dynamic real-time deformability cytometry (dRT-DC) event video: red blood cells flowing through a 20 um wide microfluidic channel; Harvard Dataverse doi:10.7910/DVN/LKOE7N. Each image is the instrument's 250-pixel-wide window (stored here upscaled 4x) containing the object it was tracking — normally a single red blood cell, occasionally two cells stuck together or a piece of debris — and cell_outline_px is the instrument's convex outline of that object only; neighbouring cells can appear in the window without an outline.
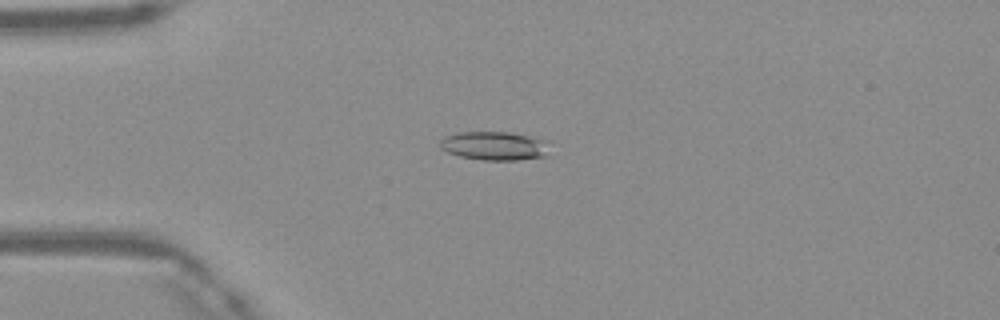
{"species": "Egyptian fruit bat (a non-hibernating species)", "species_latin": "Rousettus aegyptiacus", "temperature_condition": "warm", "stored_images_in_passage": 49, "camera_frame_rate_fps": 3000, "um_per_image_px": 0.085, "frame": {"image": 1, "passage_image": 13, "time_ms": 4.0, "image_size_px": [1000, 320], "cell_outline_px": [[552, 140], [548, 156], [516, 160], [480, 160], [460, 156], [448, 152], [440, 148], [440, 140], [444, 136], [460, 132], [508, 132]], "centroid_in_image_um": [42.12, 12.39], "position_along_channel_um": 42.9, "area_um2": 18.79}}
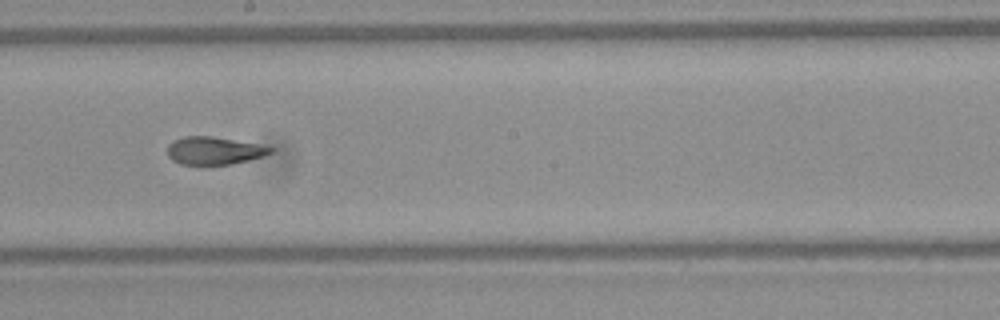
{"frame": {"image": 2, "passage_image": 28, "time_ms": 9.0, "image_size_px": [1000, 320], "cell_outline_px": [[276, 148], [272, 152], [264, 156], [232, 164], [180, 164], [172, 160], [168, 156], [168, 144], [172, 140], [184, 136], [212, 136], [256, 144]], "centroid_in_image_um": [18.18, 12.8], "position_along_channel_um": 230.0, "area_um2": 16.59}}
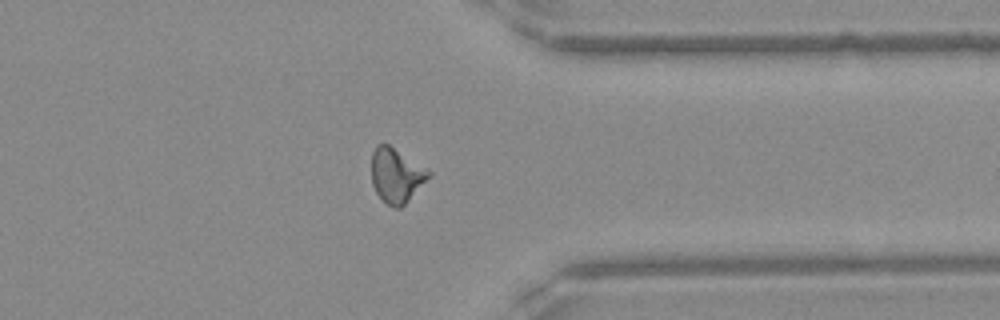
{"frame": {"image": 3, "passage_image": 39, "time_ms": 12.667, "image_size_px": [1000, 320], "cell_outline_px": [[432, 176], [400, 208], [396, 208], [388, 204], [376, 192], [372, 184], [372, 152], [376, 144], [388, 144], [432, 172]], "centroid_in_image_um": [33.69, 14.89], "position_along_channel_um": 377.7, "area_um2": 17.92}, "authors_computed_cell_mechanics": {"area_um2": 17.6868, "velocity_mm_per_s": 4.1878, "shape_relaxation_time_tau1_ms": null, "shape_relaxation_time_tau2_ms": 1.9592, "deformation_change_tau1": null, "deformation_change_tau2": 0.0958}}